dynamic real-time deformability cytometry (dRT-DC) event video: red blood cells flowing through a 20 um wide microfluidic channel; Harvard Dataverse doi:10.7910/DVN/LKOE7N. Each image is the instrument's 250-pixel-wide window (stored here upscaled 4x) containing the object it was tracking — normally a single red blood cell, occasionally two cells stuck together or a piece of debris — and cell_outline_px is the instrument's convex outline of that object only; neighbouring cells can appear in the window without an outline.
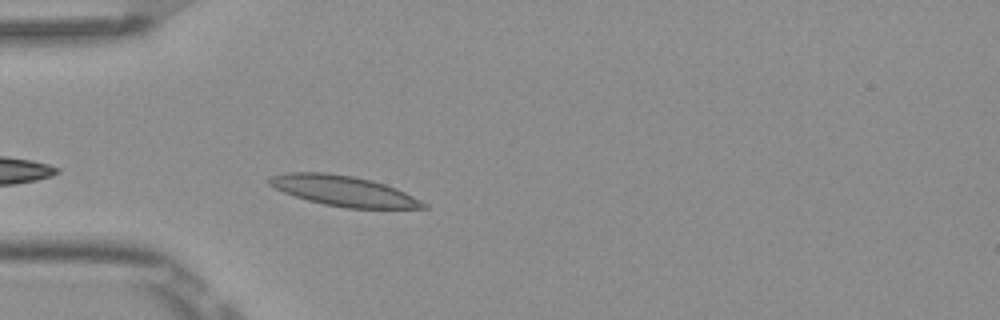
{"species": "Egyptian fruit bat (a non-hibernating species)", "species_latin": "Rousettus aegyptiacus", "temperature_condition": "room temperature", "stored_images_in_passage": 4, "camera_frame_rate_fps": 3000, "um_per_image_px": 0.085, "frame": {"image": 1, "passage_image": 4, "time_ms": 1.0, "image_size_px": [1000, 320], "cell_outline_px": [[428, 208], [344, 208], [324, 204], [308, 200], [284, 192], [268, 184], [268, 176], [288, 172], [328, 172], [352, 176], [372, 180], [396, 188], [428, 204]], "centroid_in_image_um": [29.18, 16.22], "position_along_channel_um": 55.8, "area_um2": 27.11}}